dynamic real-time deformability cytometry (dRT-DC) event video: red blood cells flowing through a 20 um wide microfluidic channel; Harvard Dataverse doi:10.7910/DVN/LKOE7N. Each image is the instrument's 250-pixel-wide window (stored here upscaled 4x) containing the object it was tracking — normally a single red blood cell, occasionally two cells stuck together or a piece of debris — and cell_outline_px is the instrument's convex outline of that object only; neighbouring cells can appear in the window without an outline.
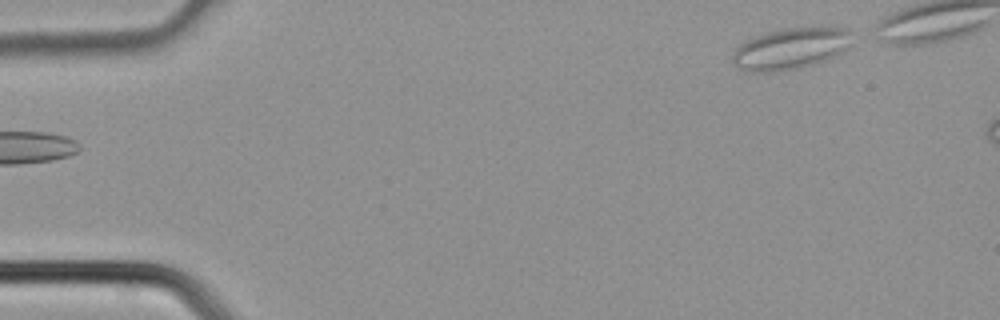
{"species": "common noctule bat (a hibernating species)", "species_latin": "Nyctalus noctula", "temperature_condition": "cold", "stored_images_in_passage": 3, "camera_frame_rate_fps": 3000, "um_per_image_px": 0.085, "animal": {"sex": "male", "body_mass_g": 21.5, "forearm_length_mm": 52.0}, "frame": {"image": 1, "passage_image": 3, "time_ms": 0.667, "image_size_px": [1000, 320], "cell_outline_px": [[852, 32], [848, 48], [832, 56], [812, 64], [796, 68], [776, 72], [748, 72], [732, 64], [732, 56], [736, 48], [740, 44], [756, 36], [768, 32], [784, 28], [820, 24], [828, 24], [848, 28]], "centroid_in_image_um": [67.24, 4.07], "position_along_channel_um": 17.8, "area_um2": 29.36}}